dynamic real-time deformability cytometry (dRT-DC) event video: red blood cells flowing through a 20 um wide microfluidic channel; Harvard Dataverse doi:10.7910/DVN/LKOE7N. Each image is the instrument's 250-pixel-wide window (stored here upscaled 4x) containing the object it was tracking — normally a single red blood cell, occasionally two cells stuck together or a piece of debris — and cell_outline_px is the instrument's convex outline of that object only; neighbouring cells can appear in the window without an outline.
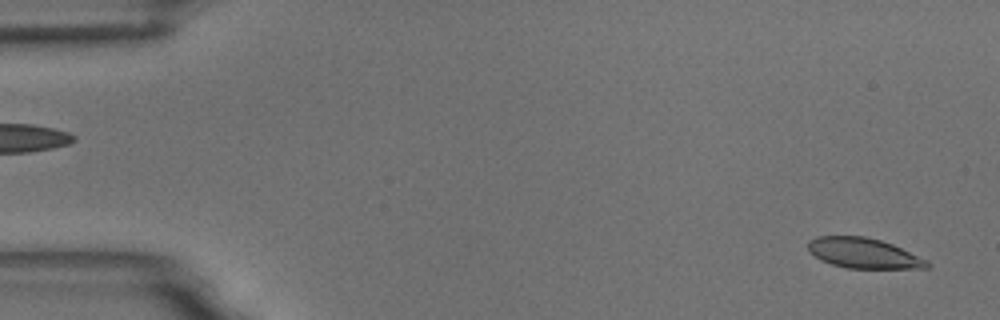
{"species": "common noctule bat (a hibernating species)", "species_latin": "Nyctalus noctula", "temperature_condition": "room temperature", "stored_images_in_passage": 60, "camera_frame_rate_fps": 3000, "um_per_image_px": 0.085, "animal": {"sex": "male", "body_mass_g": 18.8}, "frame": {"image": 1, "passage_image": 2, "time_ms": 0.333, "image_size_px": [1000, 320], "cell_outline_px": [[932, 264], [928, 268], [848, 268], [832, 264], [820, 260], [808, 252], [808, 240], [816, 236], [864, 236], [880, 240], [892, 244], [928, 260]], "centroid_in_image_um": [73.38, 21.51], "position_along_channel_um": 11.6, "area_um2": 21.04}}
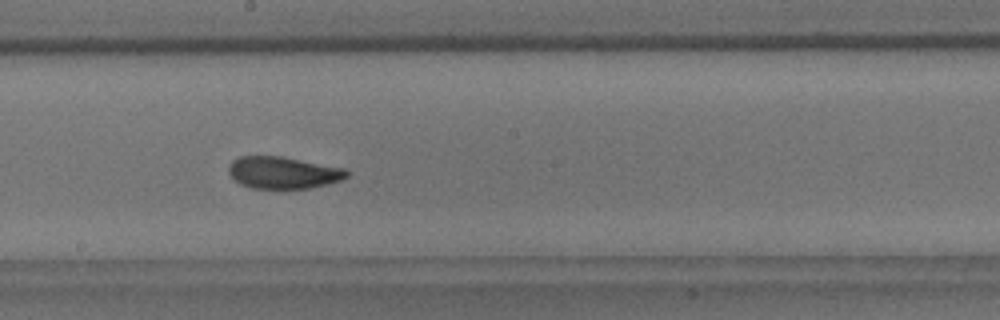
{"frame": {"image": 2, "passage_image": 32, "time_ms": 10.333, "image_size_px": [1000, 320], "cell_outline_px": [[348, 176], [340, 180], [328, 184], [308, 188], [252, 188], [240, 184], [228, 172], [228, 168], [232, 160], [240, 156], [280, 156], [344, 168], [348, 172]], "centroid_in_image_um": [24.05, 14.67], "position_along_channel_um": 224.2, "area_um2": 21.79}}
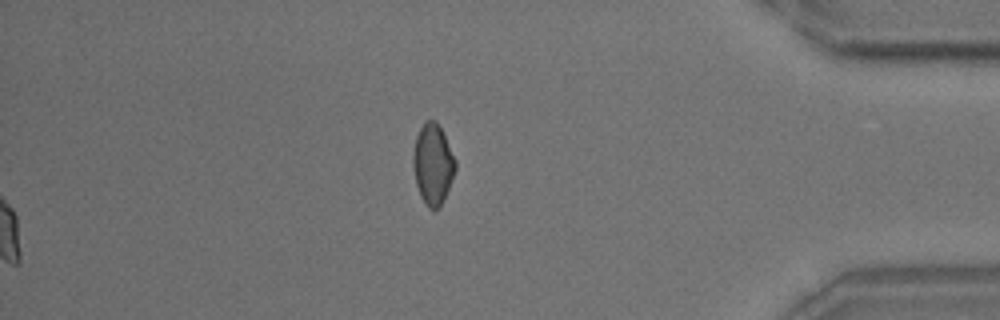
{"frame": {"image": 3, "passage_image": 60, "time_ms": 19.667, "image_size_px": [1000, 320], "cell_outline_px": [[456, 168], [440, 208], [436, 212], [432, 212], [428, 208], [420, 196], [416, 184], [412, 164], [412, 156], [416, 136], [424, 120], [436, 120], [456, 160]], "centroid_in_image_um": [36.77, 13.99], "position_along_channel_um": 398.4, "area_um2": 19.94}, "authors_computed_cell_mechanics": {"area_um2": 22.1663, "velocity_mm_per_s": 3.41, "shape_relaxation_time_tau1_ms": 3.5349, "shape_relaxation_time_tau2_ms": 1.8717, "deformation_change_tau1": 0.1294, "deformation_change_tau2": 0.0727}}